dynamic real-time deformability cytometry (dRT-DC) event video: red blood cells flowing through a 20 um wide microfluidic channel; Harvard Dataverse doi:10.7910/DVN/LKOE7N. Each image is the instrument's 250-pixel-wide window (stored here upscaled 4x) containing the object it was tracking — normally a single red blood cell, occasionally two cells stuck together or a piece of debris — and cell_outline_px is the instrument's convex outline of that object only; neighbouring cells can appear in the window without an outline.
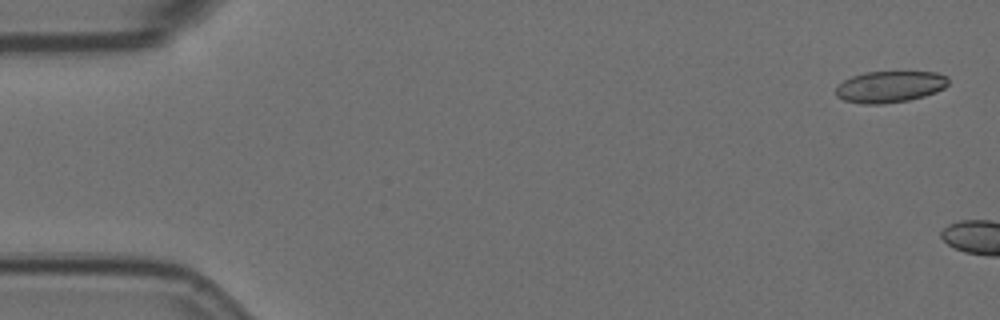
{"species": "Egyptian fruit bat (a non-hibernating species)", "species_latin": "Rousettus aegyptiacus", "temperature_condition": "room temperature", "stored_images_in_passage": 6, "camera_frame_rate_fps": 3000, "um_per_image_px": 0.085, "animal": {"sex": "female"}, "frame": {"image": 1, "passage_image": 1, "time_ms": 0.0, "image_size_px": [1000, 320], "cell_outline_px": [[948, 84], [944, 88], [936, 92], [924, 96], [908, 100], [884, 104], [864, 104], [844, 100], [836, 96], [836, 88], [844, 80], [852, 76], [864, 72], [936, 72], [948, 76]], "centroid_in_image_um": [75.65, 7.37], "position_along_channel_um": 9.4, "area_um2": 20.63}}
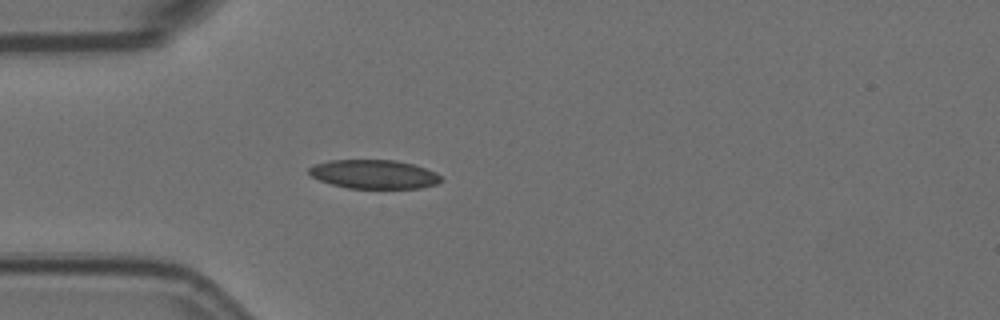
{"frame": {"image": 2, "passage_image": 6, "time_ms": 1.667, "image_size_px": [1000, 320], "cell_outline_px": [[444, 180], [436, 184], [420, 188], [348, 188], [332, 184], [320, 180], [312, 176], [308, 172], [308, 168], [316, 164], [332, 160], [396, 160], [412, 164], [436, 172]], "centroid_in_image_um": [31.81, 14.81], "position_along_channel_um": 53.2, "area_um2": 22.08}}